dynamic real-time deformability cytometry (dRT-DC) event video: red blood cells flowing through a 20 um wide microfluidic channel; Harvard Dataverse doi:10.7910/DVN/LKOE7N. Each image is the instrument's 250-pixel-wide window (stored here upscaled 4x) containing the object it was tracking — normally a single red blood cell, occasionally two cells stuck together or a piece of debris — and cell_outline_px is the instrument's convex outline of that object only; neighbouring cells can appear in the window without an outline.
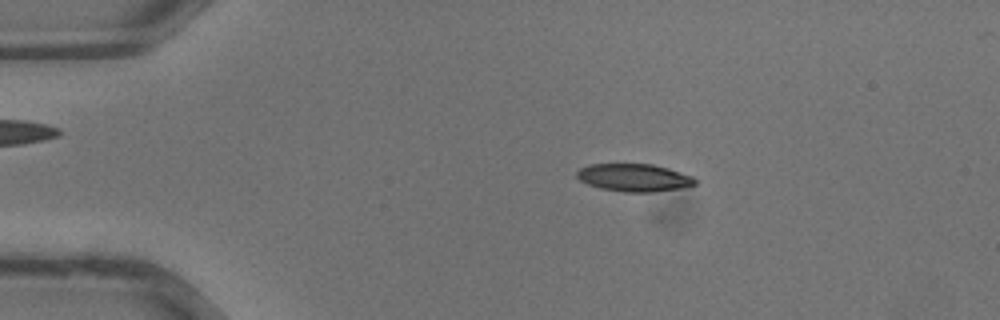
{"species": "common noctule bat (a hibernating species)", "species_latin": "Nyctalus noctula", "temperature_condition": "warm", "stored_images_in_passage": 35, "camera_frame_rate_fps": 3000, "um_per_image_px": 0.085, "animal": {"sex": "male", "body_mass_g": 13.3}, "frame": {"image": 1, "passage_image": 6, "time_ms": 1.667, "image_size_px": [1000, 320], "cell_outline_px": [[696, 184], [680, 188], [652, 192], [624, 192], [600, 188], [588, 184], [580, 180], [576, 176], [576, 172], [580, 168], [592, 164], [652, 164], [668, 168], [692, 176], [696, 180]], "centroid_in_image_um": [53.88, 15.1], "position_along_channel_um": 31.1, "area_um2": 18.96}}
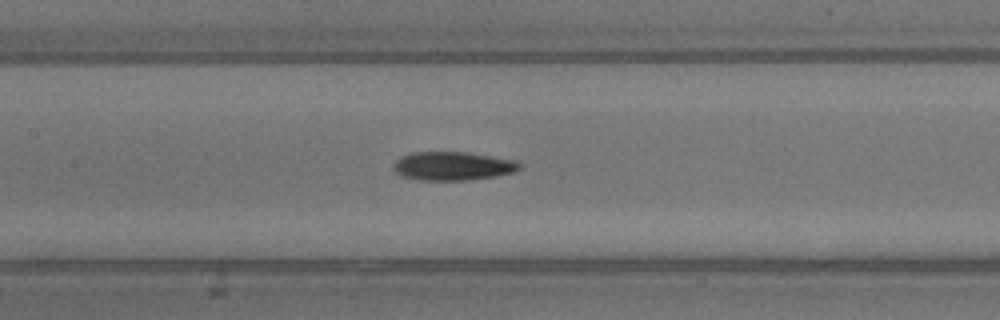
{"frame": {"image": 2, "passage_image": 16, "time_ms": 5.0, "image_size_px": [1000, 320], "cell_outline_px": [[520, 168], [516, 172], [496, 176], [468, 180], [420, 180], [400, 176], [392, 172], [392, 164], [400, 156], [412, 152], [468, 152], [516, 160], [520, 164]], "centroid_in_image_um": [38.44, 14.11], "position_along_channel_um": 169.0, "area_um2": 21.39}}
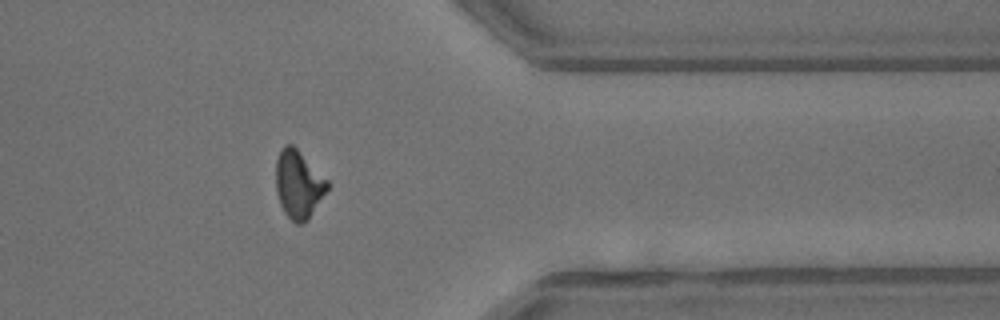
{"frame": {"image": 3, "passage_image": 28, "time_ms": 9.0, "image_size_px": [1000, 320], "cell_outline_px": [[328, 188], [308, 220], [304, 224], [296, 224], [284, 212], [280, 204], [276, 188], [276, 160], [284, 144], [292, 144], [328, 180]], "centroid_in_image_um": [25.36, 15.68], "position_along_channel_um": 386.0, "area_um2": 20.17}}